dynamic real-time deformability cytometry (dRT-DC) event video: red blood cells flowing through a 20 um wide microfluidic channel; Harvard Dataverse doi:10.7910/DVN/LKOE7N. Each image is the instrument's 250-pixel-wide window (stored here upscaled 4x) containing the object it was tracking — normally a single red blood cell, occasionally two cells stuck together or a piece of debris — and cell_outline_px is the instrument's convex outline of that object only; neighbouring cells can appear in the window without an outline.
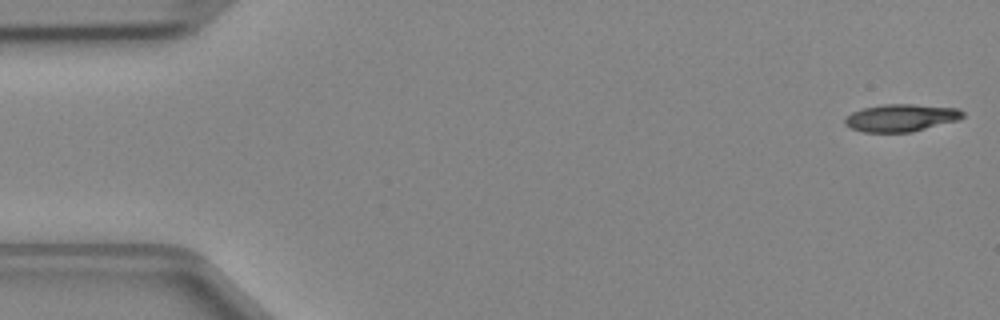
{"species": "Egyptian fruit bat (a non-hibernating species)", "species_latin": "Rousettus aegyptiacus", "temperature_condition": "cold", "stored_images_in_passage": 13, "camera_frame_rate_fps": 3000, "um_per_image_px": 0.085, "animal": {"sex": "female"}, "frame": {"image": 1, "passage_image": 1, "time_ms": 0.0, "image_size_px": [1000, 320], "cell_outline_px": [[964, 116], [960, 120], [912, 132], [864, 132], [852, 128], [844, 124], [844, 120], [852, 112], [864, 108], [884, 104], [912, 104], [960, 108], [964, 112]], "centroid_in_image_um": [76.64, 10.01], "position_along_channel_um": 8.4, "area_um2": 18.9}}
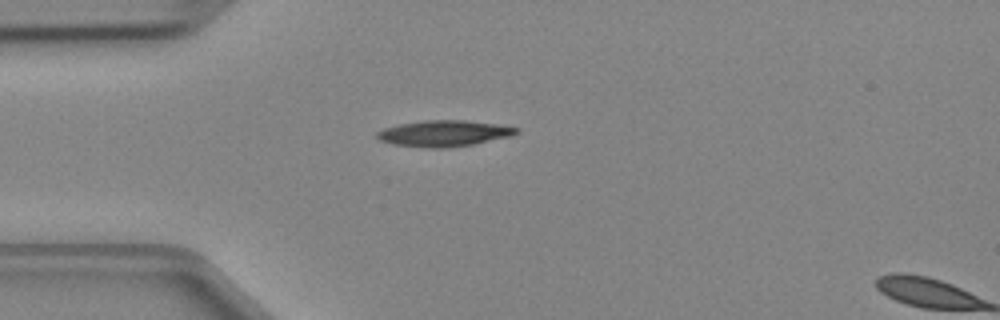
{"frame": {"image": 2, "passage_image": 12, "time_ms": 3.667, "image_size_px": [1000, 320], "cell_outline_px": [[520, 132], [512, 136], [472, 144], [448, 148], [424, 148], [392, 144], [380, 140], [376, 136], [376, 132], [384, 128], [400, 124], [424, 120], [464, 120], [500, 124], [520, 128]], "centroid_in_image_um": [37.77, 11.34], "position_along_channel_um": 47.2, "area_um2": 21.39}}